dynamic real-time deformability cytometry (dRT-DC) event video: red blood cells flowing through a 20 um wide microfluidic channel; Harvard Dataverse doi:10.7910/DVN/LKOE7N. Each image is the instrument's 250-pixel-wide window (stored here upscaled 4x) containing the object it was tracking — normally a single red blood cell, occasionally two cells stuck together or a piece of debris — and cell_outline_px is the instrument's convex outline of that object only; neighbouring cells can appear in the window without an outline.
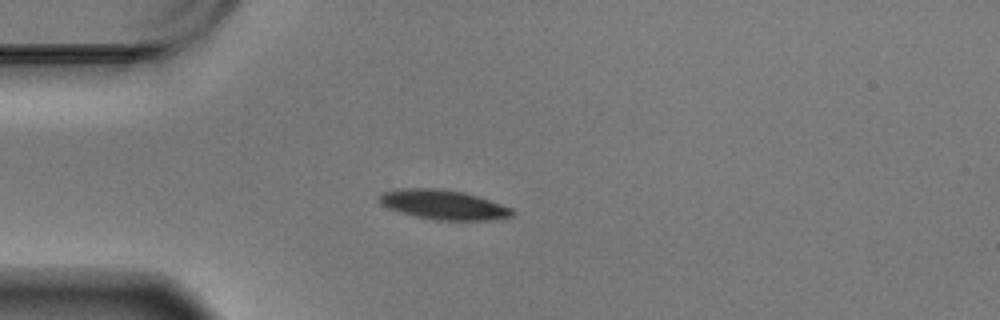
{"species": "Egyptian fruit bat (a non-hibernating species)", "species_latin": "Rousettus aegyptiacus", "temperature_condition": "warm", "stored_images_in_passage": 44, "camera_frame_rate_fps": 3000, "um_per_image_px": 0.085, "animal": {"sex": "male"}, "frame": {"image": 1, "passage_image": 1, "time_ms": 0.0, "image_size_px": [1000, 320], "cell_outline_px": [[516, 212], [512, 216], [488, 220], [436, 220], [416, 216], [400, 212], [388, 208], [380, 204], [376, 200], [376, 196], [380, 192], [400, 188], [436, 188], [464, 192], [512, 208]], "centroid_in_image_um": [37.61, 17.39], "position_along_channel_um": 47.4, "area_um2": 23.0}}
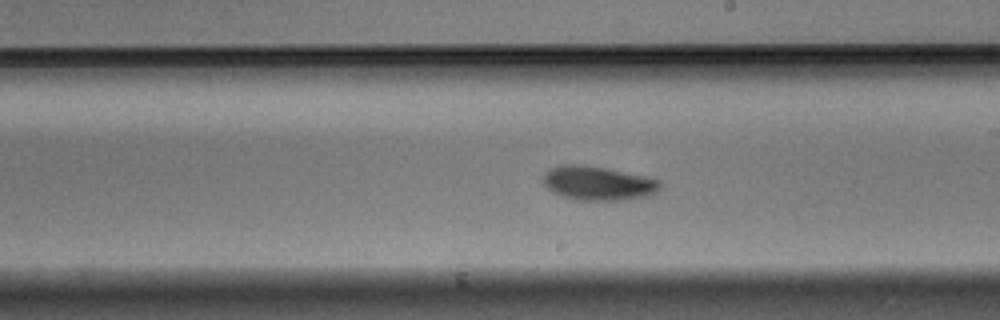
{"frame": {"image": 2, "passage_image": 19, "time_ms": 6.0, "image_size_px": [1000, 320], "cell_outline_px": [[664, 184], [656, 192], [648, 196], [616, 200], [580, 200], [560, 196], [552, 192], [544, 184], [544, 172], [552, 168], [564, 164], [576, 164], [604, 168], [644, 176], [660, 180]], "centroid_in_image_um": [50.84, 15.58], "position_along_channel_um": 238.2, "area_um2": 23.0}}
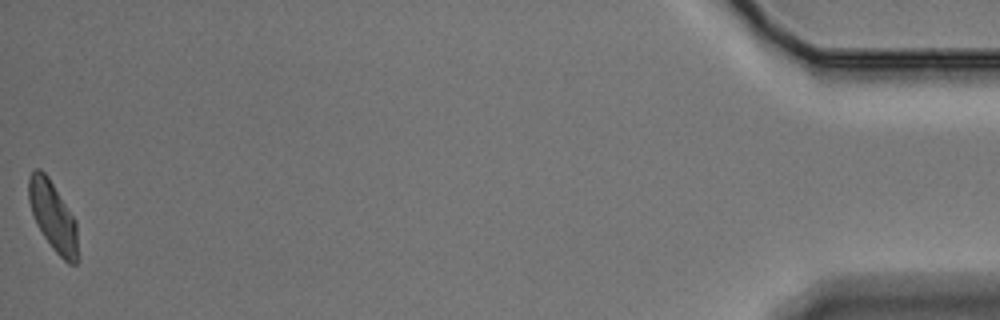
{"frame": {"image": 3, "passage_image": 44, "time_ms": 14.333, "image_size_px": [1000, 320], "cell_outline_px": [[76, 264], [68, 264], [52, 248], [36, 224], [28, 200], [28, 176], [36, 168], [40, 168], [48, 176], [76, 220]], "centroid_in_image_um": [4.47, 18.33], "position_along_channel_um": 430.7, "area_um2": 19.59}, "authors_computed_cell_mechanics": {"area_um2": 21.4149, "velocity_mm_per_s": 3.4434, "shape_relaxation_time_tau1_ms": 3.6261, "shape_relaxation_time_tau2_ms": null, "deformation_change_tau1": 0.1217, "deformation_change_tau2": null}}